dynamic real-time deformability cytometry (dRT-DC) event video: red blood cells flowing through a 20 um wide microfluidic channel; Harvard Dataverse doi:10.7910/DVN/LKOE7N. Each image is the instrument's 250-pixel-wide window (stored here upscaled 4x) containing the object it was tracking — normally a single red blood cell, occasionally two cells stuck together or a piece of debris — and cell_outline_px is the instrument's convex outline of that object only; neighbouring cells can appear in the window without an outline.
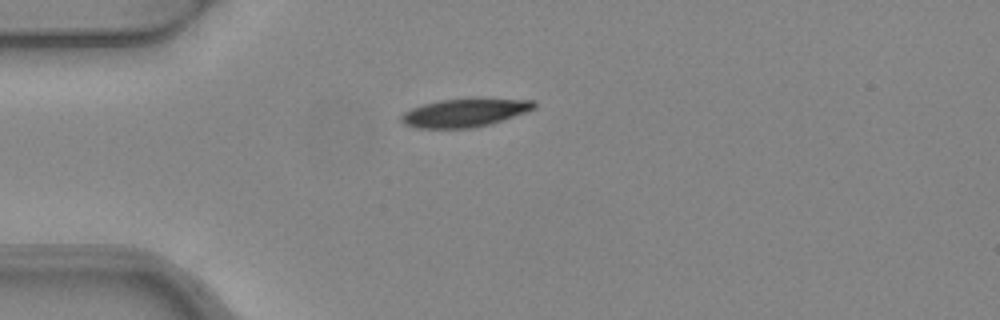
{"species": "common noctule bat (a hibernating species)", "species_latin": "Nyctalus noctula", "temperature_condition": "warm", "stored_images_in_passage": 2, "camera_frame_rate_fps": 3000, "um_per_image_px": 0.085, "animal": {"sex": "female", "body_mass_g": 24.6, "forearm_length_mm": 56.2}, "frame": {"image": 1, "passage_image": 1, "time_ms": 0.0, "image_size_px": [1000, 320], "cell_outline_px": [[536, 108], [528, 112], [492, 124], [472, 128], [416, 128], [404, 124], [400, 120], [400, 116], [404, 112], [412, 108], [424, 104], [440, 100], [536, 100]], "centroid_in_image_um": [39.5, 9.62], "position_along_channel_um": 45.5, "area_um2": 21.5}}
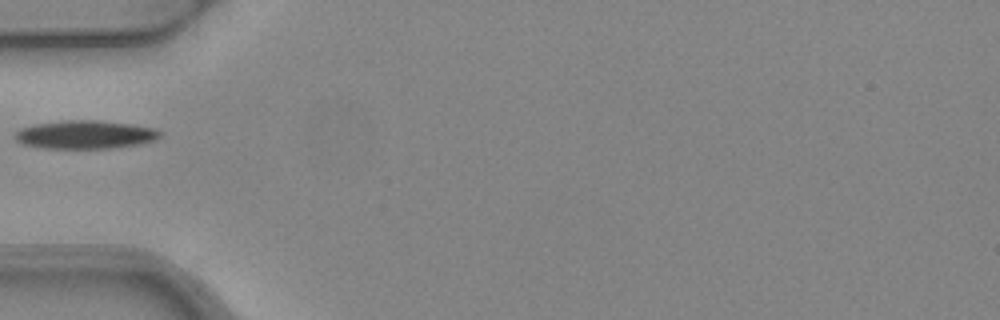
{"frame": {"image": 2, "passage_image": 2, "time_ms": 0.333, "image_size_px": [1000, 320], "cell_outline_px": [[160, 136], [156, 140], [140, 144], [112, 148], [40, 148], [20, 144], [12, 136], [20, 128], [36, 124], [64, 120], [100, 120], [132, 124], [156, 128], [160, 132]], "centroid_in_image_um": [7.22, 11.44], "position_along_channel_um": 77.8, "area_um2": 24.22}}